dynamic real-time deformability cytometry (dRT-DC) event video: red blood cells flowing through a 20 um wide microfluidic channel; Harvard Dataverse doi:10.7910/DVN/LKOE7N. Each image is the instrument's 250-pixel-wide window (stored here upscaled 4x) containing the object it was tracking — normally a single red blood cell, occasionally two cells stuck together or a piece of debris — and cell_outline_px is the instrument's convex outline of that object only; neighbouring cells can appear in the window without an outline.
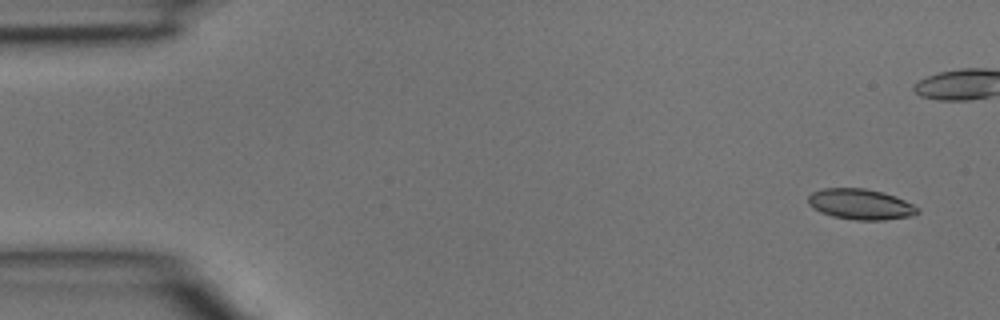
{"species": "common noctule bat (a hibernating species)", "species_latin": "Nyctalus noctula", "temperature_condition": "room temperature", "stored_images_in_passage": 5, "camera_frame_rate_fps": 3000, "um_per_image_px": 0.085, "animal": {"sex": "male", "body_mass_g": 15.6}, "frame": {"image": 1, "passage_image": 1, "time_ms": 0.0, "image_size_px": [1000, 320], "cell_outline_px": [[920, 212], [912, 216], [884, 220], [856, 220], [832, 216], [820, 212], [812, 208], [808, 204], [808, 196], [812, 192], [824, 188], [864, 188], [896, 196], [920, 208]], "centroid_in_image_um": [73.14, 17.37], "position_along_channel_um": 11.9, "area_um2": 19.59}}